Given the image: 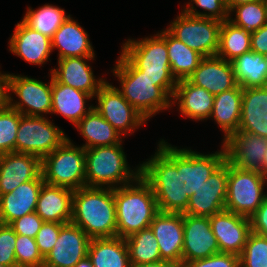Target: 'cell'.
<instances>
[{"label":"cell","mask_w":267,"mask_h":267,"mask_svg":"<svg viewBox=\"0 0 267 267\" xmlns=\"http://www.w3.org/2000/svg\"><path fill=\"white\" fill-rule=\"evenodd\" d=\"M75 128L84 141L86 140L81 145L84 149L123 143L124 137L94 108L76 124Z\"/></svg>","instance_id":"31"},{"label":"cell","mask_w":267,"mask_h":267,"mask_svg":"<svg viewBox=\"0 0 267 267\" xmlns=\"http://www.w3.org/2000/svg\"><path fill=\"white\" fill-rule=\"evenodd\" d=\"M71 15L58 28L52 37V50H58L57 57H95L89 34Z\"/></svg>","instance_id":"26"},{"label":"cell","mask_w":267,"mask_h":267,"mask_svg":"<svg viewBox=\"0 0 267 267\" xmlns=\"http://www.w3.org/2000/svg\"><path fill=\"white\" fill-rule=\"evenodd\" d=\"M221 25V21L192 16L182 9L166 29L203 57H212L218 52Z\"/></svg>","instance_id":"10"},{"label":"cell","mask_w":267,"mask_h":267,"mask_svg":"<svg viewBox=\"0 0 267 267\" xmlns=\"http://www.w3.org/2000/svg\"><path fill=\"white\" fill-rule=\"evenodd\" d=\"M97 99L96 106L93 108L115 128L120 135H133L146 119L129 104L118 90V87L106 81L94 96Z\"/></svg>","instance_id":"12"},{"label":"cell","mask_w":267,"mask_h":267,"mask_svg":"<svg viewBox=\"0 0 267 267\" xmlns=\"http://www.w3.org/2000/svg\"><path fill=\"white\" fill-rule=\"evenodd\" d=\"M50 81L42 82L19 74L9 78V106L22 115L44 116L52 111V75ZM16 95L14 98L13 94Z\"/></svg>","instance_id":"11"},{"label":"cell","mask_w":267,"mask_h":267,"mask_svg":"<svg viewBox=\"0 0 267 267\" xmlns=\"http://www.w3.org/2000/svg\"><path fill=\"white\" fill-rule=\"evenodd\" d=\"M74 190L44 183L40 190L35 212L44 222L70 223Z\"/></svg>","instance_id":"27"},{"label":"cell","mask_w":267,"mask_h":267,"mask_svg":"<svg viewBox=\"0 0 267 267\" xmlns=\"http://www.w3.org/2000/svg\"><path fill=\"white\" fill-rule=\"evenodd\" d=\"M214 95L202 87L191 84L187 79L178 80L173 96L172 106L177 104L183 117L195 121L208 120L212 114Z\"/></svg>","instance_id":"24"},{"label":"cell","mask_w":267,"mask_h":267,"mask_svg":"<svg viewBox=\"0 0 267 267\" xmlns=\"http://www.w3.org/2000/svg\"><path fill=\"white\" fill-rule=\"evenodd\" d=\"M117 236L123 239L148 228L159 213L151 186L139 176L134 182L115 188Z\"/></svg>","instance_id":"3"},{"label":"cell","mask_w":267,"mask_h":267,"mask_svg":"<svg viewBox=\"0 0 267 267\" xmlns=\"http://www.w3.org/2000/svg\"><path fill=\"white\" fill-rule=\"evenodd\" d=\"M0 267H13V266H6V265L0 264Z\"/></svg>","instance_id":"54"},{"label":"cell","mask_w":267,"mask_h":267,"mask_svg":"<svg viewBox=\"0 0 267 267\" xmlns=\"http://www.w3.org/2000/svg\"><path fill=\"white\" fill-rule=\"evenodd\" d=\"M8 43L10 52L38 66L46 64L53 52L51 38L27 26L22 20L16 24Z\"/></svg>","instance_id":"21"},{"label":"cell","mask_w":267,"mask_h":267,"mask_svg":"<svg viewBox=\"0 0 267 267\" xmlns=\"http://www.w3.org/2000/svg\"><path fill=\"white\" fill-rule=\"evenodd\" d=\"M68 138L48 117L20 114L15 152L32 154L42 160Z\"/></svg>","instance_id":"9"},{"label":"cell","mask_w":267,"mask_h":267,"mask_svg":"<svg viewBox=\"0 0 267 267\" xmlns=\"http://www.w3.org/2000/svg\"><path fill=\"white\" fill-rule=\"evenodd\" d=\"M187 80L214 96L238 85L232 63L217 56L204 57Z\"/></svg>","instance_id":"23"},{"label":"cell","mask_w":267,"mask_h":267,"mask_svg":"<svg viewBox=\"0 0 267 267\" xmlns=\"http://www.w3.org/2000/svg\"><path fill=\"white\" fill-rule=\"evenodd\" d=\"M95 57H68L57 60V68L50 69L52 77L59 83L84 91L93 98L107 79L94 76L88 61Z\"/></svg>","instance_id":"20"},{"label":"cell","mask_w":267,"mask_h":267,"mask_svg":"<svg viewBox=\"0 0 267 267\" xmlns=\"http://www.w3.org/2000/svg\"><path fill=\"white\" fill-rule=\"evenodd\" d=\"M74 267H94L88 255L81 259Z\"/></svg>","instance_id":"52"},{"label":"cell","mask_w":267,"mask_h":267,"mask_svg":"<svg viewBox=\"0 0 267 267\" xmlns=\"http://www.w3.org/2000/svg\"><path fill=\"white\" fill-rule=\"evenodd\" d=\"M251 50V34L228 20L223 21L220 29L217 57L233 61L236 57Z\"/></svg>","instance_id":"36"},{"label":"cell","mask_w":267,"mask_h":267,"mask_svg":"<svg viewBox=\"0 0 267 267\" xmlns=\"http://www.w3.org/2000/svg\"><path fill=\"white\" fill-rule=\"evenodd\" d=\"M88 257L94 267H131L125 239L118 236L91 239Z\"/></svg>","instance_id":"32"},{"label":"cell","mask_w":267,"mask_h":267,"mask_svg":"<svg viewBox=\"0 0 267 267\" xmlns=\"http://www.w3.org/2000/svg\"><path fill=\"white\" fill-rule=\"evenodd\" d=\"M235 13V18L231 16ZM232 14V15H231ZM228 21L252 34L267 23V0H258L233 7Z\"/></svg>","instance_id":"38"},{"label":"cell","mask_w":267,"mask_h":267,"mask_svg":"<svg viewBox=\"0 0 267 267\" xmlns=\"http://www.w3.org/2000/svg\"><path fill=\"white\" fill-rule=\"evenodd\" d=\"M16 233L9 224L0 223V264L17 267L15 255Z\"/></svg>","instance_id":"43"},{"label":"cell","mask_w":267,"mask_h":267,"mask_svg":"<svg viewBox=\"0 0 267 267\" xmlns=\"http://www.w3.org/2000/svg\"><path fill=\"white\" fill-rule=\"evenodd\" d=\"M149 227L157 239L161 260L182 267L183 213L159 212Z\"/></svg>","instance_id":"19"},{"label":"cell","mask_w":267,"mask_h":267,"mask_svg":"<svg viewBox=\"0 0 267 267\" xmlns=\"http://www.w3.org/2000/svg\"><path fill=\"white\" fill-rule=\"evenodd\" d=\"M249 218L251 232L267 238V198Z\"/></svg>","instance_id":"47"},{"label":"cell","mask_w":267,"mask_h":267,"mask_svg":"<svg viewBox=\"0 0 267 267\" xmlns=\"http://www.w3.org/2000/svg\"><path fill=\"white\" fill-rule=\"evenodd\" d=\"M10 73L0 71V109L9 104V78Z\"/></svg>","instance_id":"49"},{"label":"cell","mask_w":267,"mask_h":267,"mask_svg":"<svg viewBox=\"0 0 267 267\" xmlns=\"http://www.w3.org/2000/svg\"><path fill=\"white\" fill-rule=\"evenodd\" d=\"M131 267H180V266L176 265L175 263L169 262V261L160 260V261L153 262V263L131 265Z\"/></svg>","instance_id":"50"},{"label":"cell","mask_w":267,"mask_h":267,"mask_svg":"<svg viewBox=\"0 0 267 267\" xmlns=\"http://www.w3.org/2000/svg\"><path fill=\"white\" fill-rule=\"evenodd\" d=\"M70 16L65 9L56 5L45 4L34 10L28 7L22 21L32 29L52 39L54 33Z\"/></svg>","instance_id":"35"},{"label":"cell","mask_w":267,"mask_h":267,"mask_svg":"<svg viewBox=\"0 0 267 267\" xmlns=\"http://www.w3.org/2000/svg\"><path fill=\"white\" fill-rule=\"evenodd\" d=\"M71 223L91 239L117 236L114 189L82 187L74 190Z\"/></svg>","instance_id":"2"},{"label":"cell","mask_w":267,"mask_h":267,"mask_svg":"<svg viewBox=\"0 0 267 267\" xmlns=\"http://www.w3.org/2000/svg\"><path fill=\"white\" fill-rule=\"evenodd\" d=\"M44 182L72 190L86 187L85 149L70 138L41 160Z\"/></svg>","instance_id":"7"},{"label":"cell","mask_w":267,"mask_h":267,"mask_svg":"<svg viewBox=\"0 0 267 267\" xmlns=\"http://www.w3.org/2000/svg\"><path fill=\"white\" fill-rule=\"evenodd\" d=\"M185 5L183 10L192 16L211 18L221 22L228 20L229 17L226 0H189ZM197 7L203 11L200 12Z\"/></svg>","instance_id":"42"},{"label":"cell","mask_w":267,"mask_h":267,"mask_svg":"<svg viewBox=\"0 0 267 267\" xmlns=\"http://www.w3.org/2000/svg\"><path fill=\"white\" fill-rule=\"evenodd\" d=\"M20 113L9 105L0 109V155L15 152Z\"/></svg>","instance_id":"39"},{"label":"cell","mask_w":267,"mask_h":267,"mask_svg":"<svg viewBox=\"0 0 267 267\" xmlns=\"http://www.w3.org/2000/svg\"><path fill=\"white\" fill-rule=\"evenodd\" d=\"M92 96L84 91L72 88L57 82L52 77V111L51 114L63 115L74 126L83 119L92 109L87 108V102Z\"/></svg>","instance_id":"29"},{"label":"cell","mask_w":267,"mask_h":267,"mask_svg":"<svg viewBox=\"0 0 267 267\" xmlns=\"http://www.w3.org/2000/svg\"><path fill=\"white\" fill-rule=\"evenodd\" d=\"M267 177L256 171H244L228 162L225 209L250 217L267 198Z\"/></svg>","instance_id":"8"},{"label":"cell","mask_w":267,"mask_h":267,"mask_svg":"<svg viewBox=\"0 0 267 267\" xmlns=\"http://www.w3.org/2000/svg\"><path fill=\"white\" fill-rule=\"evenodd\" d=\"M255 1H258V0H226V5L228 8V12H229L233 7H236L238 5L245 4V3L255 2Z\"/></svg>","instance_id":"51"},{"label":"cell","mask_w":267,"mask_h":267,"mask_svg":"<svg viewBox=\"0 0 267 267\" xmlns=\"http://www.w3.org/2000/svg\"><path fill=\"white\" fill-rule=\"evenodd\" d=\"M44 183L41 173L36 179L20 184L12 192L0 195L1 223L10 224L17 218L35 212Z\"/></svg>","instance_id":"25"},{"label":"cell","mask_w":267,"mask_h":267,"mask_svg":"<svg viewBox=\"0 0 267 267\" xmlns=\"http://www.w3.org/2000/svg\"><path fill=\"white\" fill-rule=\"evenodd\" d=\"M15 255L17 267H43L44 257L34 238L16 234Z\"/></svg>","instance_id":"41"},{"label":"cell","mask_w":267,"mask_h":267,"mask_svg":"<svg viewBox=\"0 0 267 267\" xmlns=\"http://www.w3.org/2000/svg\"><path fill=\"white\" fill-rule=\"evenodd\" d=\"M238 131L267 138V86L243 89Z\"/></svg>","instance_id":"28"},{"label":"cell","mask_w":267,"mask_h":267,"mask_svg":"<svg viewBox=\"0 0 267 267\" xmlns=\"http://www.w3.org/2000/svg\"><path fill=\"white\" fill-rule=\"evenodd\" d=\"M166 45L171 67L175 79H187L198 67L204 58L197 51L187 47L166 29Z\"/></svg>","instance_id":"34"},{"label":"cell","mask_w":267,"mask_h":267,"mask_svg":"<svg viewBox=\"0 0 267 267\" xmlns=\"http://www.w3.org/2000/svg\"><path fill=\"white\" fill-rule=\"evenodd\" d=\"M222 144L226 151V160L232 165L244 171L263 174L267 138L244 131H235Z\"/></svg>","instance_id":"15"},{"label":"cell","mask_w":267,"mask_h":267,"mask_svg":"<svg viewBox=\"0 0 267 267\" xmlns=\"http://www.w3.org/2000/svg\"><path fill=\"white\" fill-rule=\"evenodd\" d=\"M225 160L226 151L223 144L220 150L211 154L181 148L182 213L186 211L189 197Z\"/></svg>","instance_id":"13"},{"label":"cell","mask_w":267,"mask_h":267,"mask_svg":"<svg viewBox=\"0 0 267 267\" xmlns=\"http://www.w3.org/2000/svg\"><path fill=\"white\" fill-rule=\"evenodd\" d=\"M155 151L140 163V176L151 186L159 212L182 213L181 148L160 139Z\"/></svg>","instance_id":"1"},{"label":"cell","mask_w":267,"mask_h":267,"mask_svg":"<svg viewBox=\"0 0 267 267\" xmlns=\"http://www.w3.org/2000/svg\"><path fill=\"white\" fill-rule=\"evenodd\" d=\"M228 185V161L225 160L189 197L184 214L211 217L225 209Z\"/></svg>","instance_id":"14"},{"label":"cell","mask_w":267,"mask_h":267,"mask_svg":"<svg viewBox=\"0 0 267 267\" xmlns=\"http://www.w3.org/2000/svg\"><path fill=\"white\" fill-rule=\"evenodd\" d=\"M41 159L32 154L10 152L0 155V195L41 174Z\"/></svg>","instance_id":"22"},{"label":"cell","mask_w":267,"mask_h":267,"mask_svg":"<svg viewBox=\"0 0 267 267\" xmlns=\"http://www.w3.org/2000/svg\"><path fill=\"white\" fill-rule=\"evenodd\" d=\"M91 238L77 225L64 224L52 250L45 256L43 267H74L88 255Z\"/></svg>","instance_id":"17"},{"label":"cell","mask_w":267,"mask_h":267,"mask_svg":"<svg viewBox=\"0 0 267 267\" xmlns=\"http://www.w3.org/2000/svg\"><path fill=\"white\" fill-rule=\"evenodd\" d=\"M251 50L267 55V23L251 34Z\"/></svg>","instance_id":"48"},{"label":"cell","mask_w":267,"mask_h":267,"mask_svg":"<svg viewBox=\"0 0 267 267\" xmlns=\"http://www.w3.org/2000/svg\"><path fill=\"white\" fill-rule=\"evenodd\" d=\"M131 265L153 263L161 260L159 246L150 227L125 239Z\"/></svg>","instance_id":"37"},{"label":"cell","mask_w":267,"mask_h":267,"mask_svg":"<svg viewBox=\"0 0 267 267\" xmlns=\"http://www.w3.org/2000/svg\"><path fill=\"white\" fill-rule=\"evenodd\" d=\"M43 223L44 221L42 218L36 212H33L15 219L9 225L13 228L16 234L35 239L37 232L40 230Z\"/></svg>","instance_id":"46"},{"label":"cell","mask_w":267,"mask_h":267,"mask_svg":"<svg viewBox=\"0 0 267 267\" xmlns=\"http://www.w3.org/2000/svg\"><path fill=\"white\" fill-rule=\"evenodd\" d=\"M219 252L209 217L183 213L182 267L187 262L204 259Z\"/></svg>","instance_id":"16"},{"label":"cell","mask_w":267,"mask_h":267,"mask_svg":"<svg viewBox=\"0 0 267 267\" xmlns=\"http://www.w3.org/2000/svg\"><path fill=\"white\" fill-rule=\"evenodd\" d=\"M243 88L237 85L235 88L224 91L214 97V105L210 118H212L223 132L225 141L233 132L239 130Z\"/></svg>","instance_id":"30"},{"label":"cell","mask_w":267,"mask_h":267,"mask_svg":"<svg viewBox=\"0 0 267 267\" xmlns=\"http://www.w3.org/2000/svg\"><path fill=\"white\" fill-rule=\"evenodd\" d=\"M133 168L128 164L122 144L85 149L86 187L115 189L130 184L141 172L140 164Z\"/></svg>","instance_id":"6"},{"label":"cell","mask_w":267,"mask_h":267,"mask_svg":"<svg viewBox=\"0 0 267 267\" xmlns=\"http://www.w3.org/2000/svg\"><path fill=\"white\" fill-rule=\"evenodd\" d=\"M183 267H240L239 255L219 252L204 259L187 262Z\"/></svg>","instance_id":"45"},{"label":"cell","mask_w":267,"mask_h":267,"mask_svg":"<svg viewBox=\"0 0 267 267\" xmlns=\"http://www.w3.org/2000/svg\"><path fill=\"white\" fill-rule=\"evenodd\" d=\"M111 71L120 82L118 90L124 99L147 121L159 112L172 108L171 97L160 86H156L154 80L143 75L121 52Z\"/></svg>","instance_id":"4"},{"label":"cell","mask_w":267,"mask_h":267,"mask_svg":"<svg viewBox=\"0 0 267 267\" xmlns=\"http://www.w3.org/2000/svg\"><path fill=\"white\" fill-rule=\"evenodd\" d=\"M64 224L57 222H44L36 235V244L39 252L45 256L52 250Z\"/></svg>","instance_id":"44"},{"label":"cell","mask_w":267,"mask_h":267,"mask_svg":"<svg viewBox=\"0 0 267 267\" xmlns=\"http://www.w3.org/2000/svg\"><path fill=\"white\" fill-rule=\"evenodd\" d=\"M263 174L267 177V152L265 153V159L263 161Z\"/></svg>","instance_id":"53"},{"label":"cell","mask_w":267,"mask_h":267,"mask_svg":"<svg viewBox=\"0 0 267 267\" xmlns=\"http://www.w3.org/2000/svg\"><path fill=\"white\" fill-rule=\"evenodd\" d=\"M121 47V53L172 98L178 81L171 73L166 28L154 36L143 37L141 40L134 38L125 40Z\"/></svg>","instance_id":"5"},{"label":"cell","mask_w":267,"mask_h":267,"mask_svg":"<svg viewBox=\"0 0 267 267\" xmlns=\"http://www.w3.org/2000/svg\"><path fill=\"white\" fill-rule=\"evenodd\" d=\"M209 219L220 252L240 255L251 233L250 218L224 209Z\"/></svg>","instance_id":"18"},{"label":"cell","mask_w":267,"mask_h":267,"mask_svg":"<svg viewBox=\"0 0 267 267\" xmlns=\"http://www.w3.org/2000/svg\"><path fill=\"white\" fill-rule=\"evenodd\" d=\"M231 63L236 81L243 89L267 86V62L264 55L250 50Z\"/></svg>","instance_id":"33"},{"label":"cell","mask_w":267,"mask_h":267,"mask_svg":"<svg viewBox=\"0 0 267 267\" xmlns=\"http://www.w3.org/2000/svg\"><path fill=\"white\" fill-rule=\"evenodd\" d=\"M240 267H267V238L251 232L239 255Z\"/></svg>","instance_id":"40"}]
</instances>
